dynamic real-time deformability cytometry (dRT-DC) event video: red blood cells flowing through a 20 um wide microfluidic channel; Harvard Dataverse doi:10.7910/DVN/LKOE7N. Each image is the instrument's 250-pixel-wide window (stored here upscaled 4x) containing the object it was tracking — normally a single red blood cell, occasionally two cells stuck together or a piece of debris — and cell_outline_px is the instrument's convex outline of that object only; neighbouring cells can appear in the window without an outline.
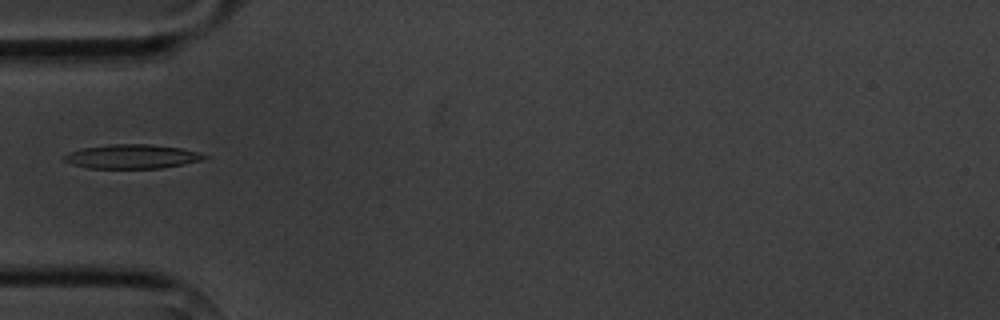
{"species": "common noctule bat (a hibernating species)", "species_latin": "Nyctalus noctula", "temperature_condition": "cold", "stored_images_in_passage": 3, "camera_frame_rate_fps": 3000, "um_per_image_px": 0.085, "animal": {"sex": "male", "body_mass_g": 20.1, "forearm_length_mm": 53.5}, "frame": {"image": 1, "passage_image": 3, "time_ms": 2.0, "image_size_px": [1000, 320], "cell_outline_px": [[208, 156], [204, 160], [160, 168], [88, 168], [72, 164], [64, 160], [60, 156], [68, 152], [84, 148], [108, 144], [148, 144], [180, 148], [196, 152]], "centroid_in_image_um": [11.16, 13.3], "position_along_channel_um": 73.8, "area_um2": 19.59}}